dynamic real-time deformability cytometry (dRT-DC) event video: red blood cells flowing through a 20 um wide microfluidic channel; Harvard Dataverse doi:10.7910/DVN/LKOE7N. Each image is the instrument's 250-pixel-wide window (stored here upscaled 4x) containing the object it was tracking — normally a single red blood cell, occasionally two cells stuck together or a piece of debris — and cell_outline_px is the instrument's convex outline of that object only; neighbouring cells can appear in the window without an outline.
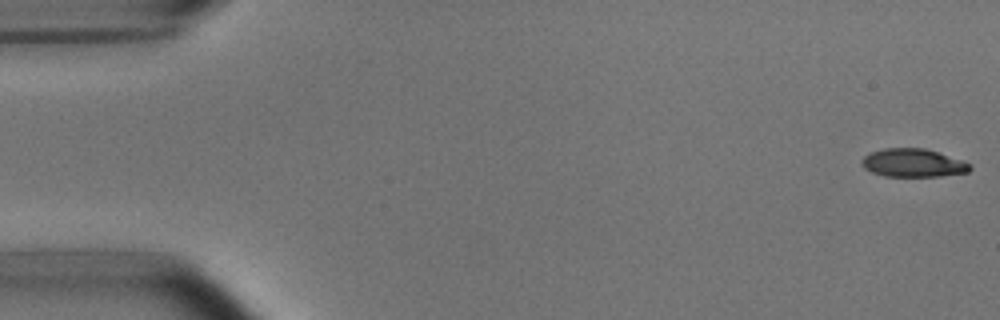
{"species": "common noctule bat (a hibernating species)", "species_latin": "Nyctalus noctula", "temperature_condition": "room temperature", "stored_images_in_passage": 20, "camera_frame_rate_fps": 3000, "um_per_image_px": 0.085, "animal": {"sex": "male", "body_mass_g": 15.6}, "frame": {"image": 1, "passage_image": 1, "time_ms": 0.0, "image_size_px": [1000, 320], "cell_outline_px": [[972, 168], [968, 172], [940, 176], [884, 176], [872, 172], [864, 168], [860, 164], [860, 160], [868, 152], [884, 148], [924, 148], [972, 164]], "centroid_in_image_um": [77.55, 13.85], "position_along_channel_um": 7.4, "area_um2": 17.8}}
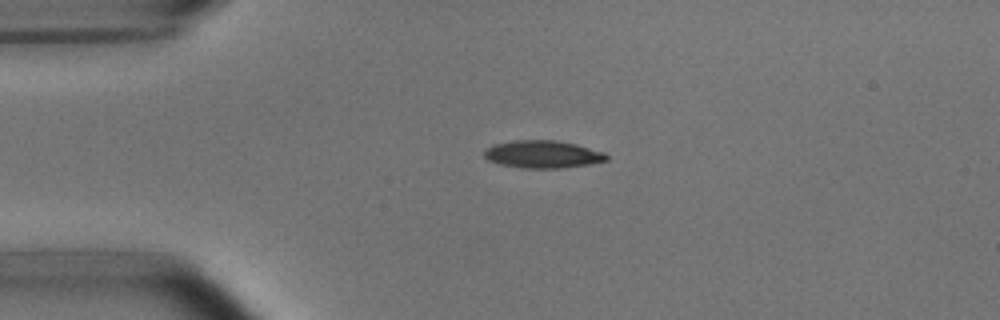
{"frame": {"image": 2, "passage_image": 12, "time_ms": 3.667, "image_size_px": [1000, 320], "cell_outline_px": [[608, 160], [588, 164], [560, 168], [524, 168], [500, 164], [488, 160], [484, 156], [484, 152], [492, 144], [516, 140], [556, 140], [576, 144], [604, 152], [608, 156]], "centroid_in_image_um": [46.13, 13.11], "position_along_channel_um": 38.9, "area_um2": 19.54}}